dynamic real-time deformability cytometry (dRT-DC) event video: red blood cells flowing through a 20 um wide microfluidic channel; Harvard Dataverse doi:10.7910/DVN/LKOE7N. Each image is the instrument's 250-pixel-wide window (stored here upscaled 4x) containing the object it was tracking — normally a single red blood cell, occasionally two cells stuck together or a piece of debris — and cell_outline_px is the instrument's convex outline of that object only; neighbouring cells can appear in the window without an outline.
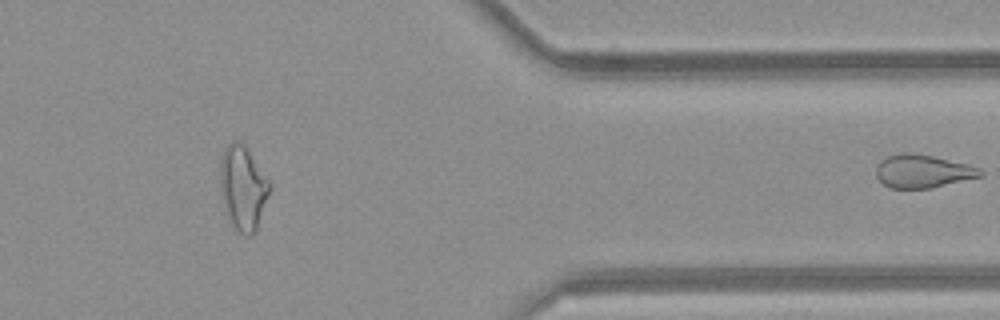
{"species": "common noctule bat (a hibernating species)", "species_latin": "Nyctalus noctula", "temperature_condition": "room temperature", "stored_images_in_passage": 36, "segment_of_instrument_passage": [2, 2], "camera_frame_rate_fps": 3000, "um_per_image_px": 0.085, "animal": {"sex": "female", "body_mass_g": 21.9}, "frame": {"image": 1, "passage_image": 36, "time_ms": 11.667, "image_size_px": [1000, 320], "cell_outline_px": [[984, 176], [932, 188], [892, 188], [884, 184], [876, 176], [876, 164], [880, 160], [888, 156], [900, 152], [912, 152], [932, 156], [968, 164], [980, 168], [984, 172]], "centroid_in_image_um": [78.45, 14.55], "position_along_channel_um": 333.0, "area_um2": 20.35}}